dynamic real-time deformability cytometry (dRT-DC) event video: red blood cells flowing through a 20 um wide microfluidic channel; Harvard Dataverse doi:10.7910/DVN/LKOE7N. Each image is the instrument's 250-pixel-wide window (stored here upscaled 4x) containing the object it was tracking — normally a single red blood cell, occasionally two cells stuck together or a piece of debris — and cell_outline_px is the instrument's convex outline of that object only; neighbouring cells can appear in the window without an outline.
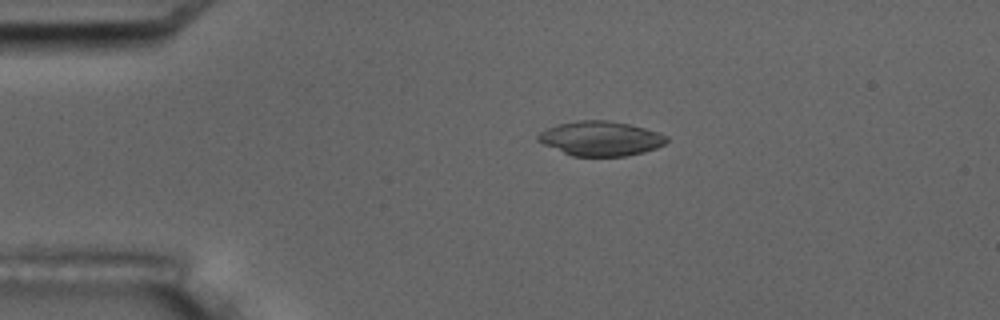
{"species": "common noctule bat (a hibernating species)", "species_latin": "Nyctalus noctula", "temperature_condition": "room temperature", "stored_images_in_passage": 6, "camera_frame_rate_fps": 3000, "um_per_image_px": 0.085, "animal": {"sex": "male", "body_mass_g": 17.5, "forearm_length_mm": 52.3}, "frame": {"image": 1, "passage_image": 4, "time_ms": 3.667, "image_size_px": [1000, 320], "cell_outline_px": [[668, 140], [664, 144], [656, 148], [644, 152], [624, 156], [572, 156], [544, 144], [536, 140], [536, 136], [540, 132], [556, 124], [576, 120], [608, 120], [628, 124], [644, 128], [668, 136]], "centroid_in_image_um": [51.03, 11.77], "position_along_channel_um": 34.0, "area_um2": 25.84}}